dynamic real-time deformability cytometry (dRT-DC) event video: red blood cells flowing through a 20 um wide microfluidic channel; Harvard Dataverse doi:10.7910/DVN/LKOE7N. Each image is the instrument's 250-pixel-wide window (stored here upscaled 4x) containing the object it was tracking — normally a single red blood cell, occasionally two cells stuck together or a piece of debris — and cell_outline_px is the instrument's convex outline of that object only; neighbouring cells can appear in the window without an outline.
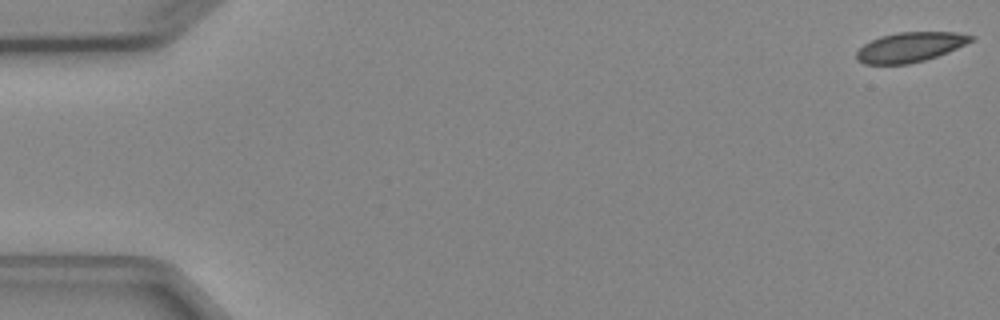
{"species": "Egyptian fruit bat (a non-hibernating species)", "species_latin": "Rousettus aegyptiacus", "temperature_condition": "cold", "stored_images_in_passage": 4, "camera_frame_rate_fps": 3000, "um_per_image_px": 0.085, "animal": {"sex": "female"}, "frame": {"image": 1, "passage_image": 1, "time_ms": 0.0, "image_size_px": [1000, 320], "cell_outline_px": [[976, 36], [972, 40], [948, 52], [924, 60], [908, 64], [864, 64], [856, 60], [856, 52], [864, 44], [880, 36], [896, 32], [956, 32]], "centroid_in_image_um": [77.33, 4.0], "position_along_channel_um": 7.7, "area_um2": 19.77}}
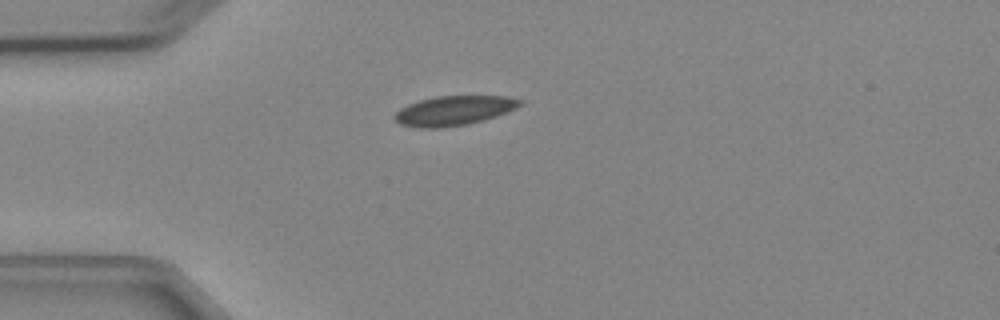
{"frame": {"image": 2, "passage_image": 4, "time_ms": 4.333, "image_size_px": [1000, 320], "cell_outline_px": [[524, 104], [516, 108], [496, 116], [484, 120], [468, 124], [444, 128], [420, 128], [400, 124], [392, 116], [400, 108], [408, 104], [420, 100], [436, 96], [508, 96], [524, 100]], "centroid_in_image_um": [38.6, 9.4], "position_along_channel_um": 46.4, "area_um2": 21.79}}